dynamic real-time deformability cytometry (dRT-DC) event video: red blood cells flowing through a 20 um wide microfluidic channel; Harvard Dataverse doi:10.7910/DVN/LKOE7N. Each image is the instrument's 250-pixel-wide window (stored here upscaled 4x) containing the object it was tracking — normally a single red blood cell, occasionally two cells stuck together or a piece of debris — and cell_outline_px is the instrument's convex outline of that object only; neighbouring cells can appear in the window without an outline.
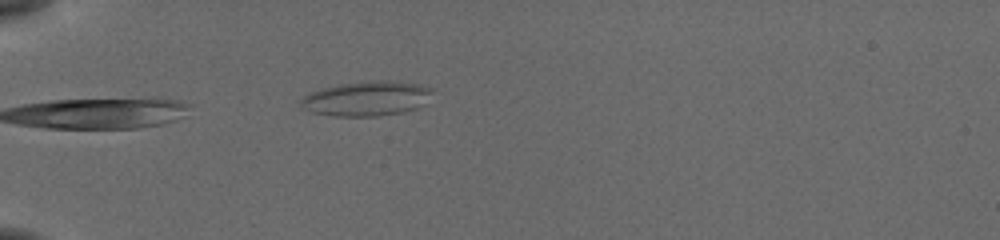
{"species": "common noctule bat (a hibernating species)", "species_latin": "Nyctalus noctula", "temperature_condition": "cold", "stored_images_in_passage": 6, "camera_frame_rate_fps": 3000, "um_per_image_px": 0.085, "animal": {"sex": "female", "body_mass_g": 19.5, "forearm_length_mm": 54.1}, "frame": {"image": 1, "passage_image": 1, "time_ms": 0.0, "image_size_px": [1000, 240], "cell_outline_px": [[428, 92], [416, 108], [404, 112], [380, 116], [332, 116], [312, 112], [304, 108], [300, 104], [300, 100], [304, 96], [312, 92], [324, 88], [340, 84], [380, 80], [388, 80], [416, 84], [428, 88]], "centroid_in_image_um": [31.05, 8.39], "position_along_channel_um": 54.0, "area_um2": 25.72}}